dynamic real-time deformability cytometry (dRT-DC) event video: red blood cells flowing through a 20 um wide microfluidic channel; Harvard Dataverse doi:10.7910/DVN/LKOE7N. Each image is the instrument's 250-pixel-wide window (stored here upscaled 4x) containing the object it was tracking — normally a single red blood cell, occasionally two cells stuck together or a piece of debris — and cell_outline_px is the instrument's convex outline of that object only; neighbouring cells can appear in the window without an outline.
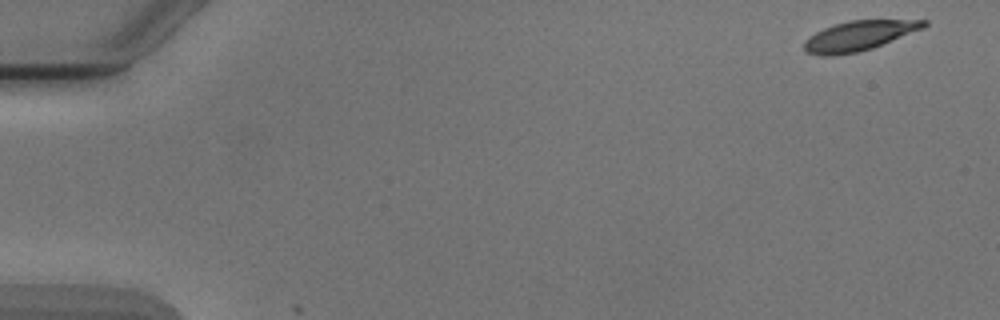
{"species": "Egyptian fruit bat (a non-hibernating species)", "species_latin": "Rousettus aegyptiacus", "temperature_condition": "cold", "stored_images_in_passage": 2, "camera_frame_rate_fps": 3000, "um_per_image_px": 0.085, "animal": {"sex": "male"}, "frame": {"image": 1, "passage_image": 1, "time_ms": 0.0, "image_size_px": [1000, 320], "cell_outline_px": [[928, 24], [924, 28], [872, 48], [856, 52], [832, 56], [824, 56], [808, 52], [804, 48], [804, 40], [808, 36], [824, 28], [848, 20], [928, 20]], "centroid_in_image_um": [73.01, 3.03], "position_along_channel_um": 12.0, "area_um2": 20.58}}